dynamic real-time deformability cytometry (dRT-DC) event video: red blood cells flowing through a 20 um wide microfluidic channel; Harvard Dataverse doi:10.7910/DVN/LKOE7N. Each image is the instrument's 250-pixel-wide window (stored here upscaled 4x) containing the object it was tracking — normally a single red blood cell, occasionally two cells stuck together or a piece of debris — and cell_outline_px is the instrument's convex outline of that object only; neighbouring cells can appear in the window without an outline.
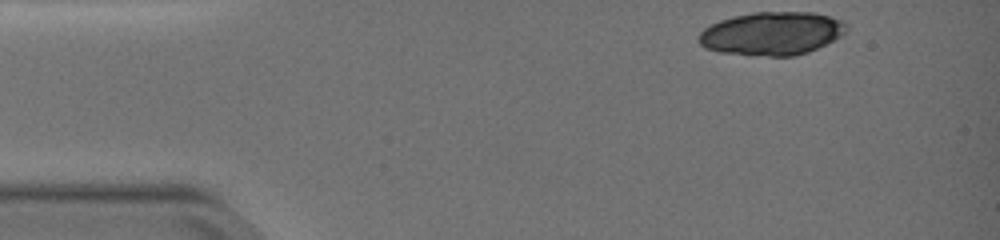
{"species": "common noctule bat (a hibernating species)", "species_latin": "Nyctalus noctula", "temperature_condition": "warm", "stored_images_in_passage": 41, "camera_frame_rate_fps": 3000, "um_per_image_px": 0.085, "animal": {"sex": "female", "body_mass_g": 19.0, "forearm_length_mm": 51.5}, "frame": {"image": 1, "passage_image": 1, "time_ms": 0.0, "image_size_px": [1000, 240], "cell_outline_px": [[848, 32], [808, 52], [792, 56], [768, 56], [720, 52], [704, 48], [700, 44], [700, 32], [704, 28], [720, 20], [732, 16], [752, 12], [816, 12], [832, 16], [848, 24]], "centroid_in_image_um": [65.64, 2.83], "position_along_channel_um": 19.4, "area_um2": 37.22}}